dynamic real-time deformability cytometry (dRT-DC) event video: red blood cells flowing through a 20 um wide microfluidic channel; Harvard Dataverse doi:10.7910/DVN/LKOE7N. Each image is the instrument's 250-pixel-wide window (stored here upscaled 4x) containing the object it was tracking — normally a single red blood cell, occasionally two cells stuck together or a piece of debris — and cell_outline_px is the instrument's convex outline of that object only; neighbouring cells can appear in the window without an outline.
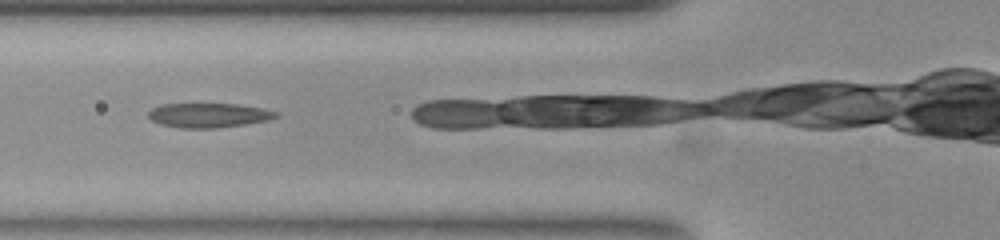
{"species": "common noctule bat (a hibernating species)", "species_latin": "Nyctalus noctula", "temperature_condition": "room temperature", "stored_images_in_passage": 25, "camera_frame_rate_fps": 3000, "um_per_image_px": 0.085, "animal": {"sex": "female", "body_mass_g": 23.0, "forearm_length_mm": 53.4}, "frame": {"image": 1, "passage_image": 4, "time_ms": 1.0, "image_size_px": [1000, 240], "cell_outline_px": [[280, 116], [268, 120], [244, 124], [216, 128], [180, 128], [160, 124], [152, 120], [148, 116], [148, 112], [152, 108], [160, 104], [240, 104], [264, 108], [280, 112]], "centroid_in_image_um": [17.77, 9.79], "position_along_channel_um": 108.0, "area_um2": 18.32}}